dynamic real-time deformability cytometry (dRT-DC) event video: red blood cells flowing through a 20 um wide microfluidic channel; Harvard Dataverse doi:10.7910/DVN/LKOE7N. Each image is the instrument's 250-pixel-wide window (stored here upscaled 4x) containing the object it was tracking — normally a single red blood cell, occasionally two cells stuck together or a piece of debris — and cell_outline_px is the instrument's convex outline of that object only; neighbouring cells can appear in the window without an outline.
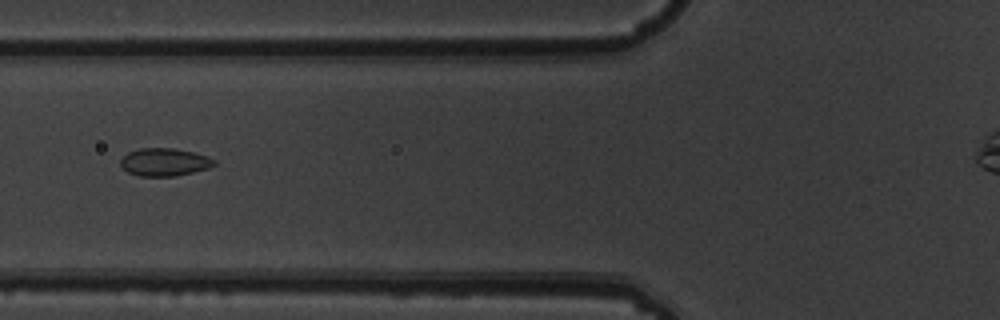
{"species": "common noctule bat (a hibernating species)", "species_latin": "Nyctalus noctula", "temperature_condition": "warm", "stored_images_in_passage": 9, "camera_frame_rate_fps": 3000, "um_per_image_px": 0.085, "animal": {"sex": "male", "body_mass_g": 19.5, "forearm_length_mm": 54.6}, "frame": {"image": 1, "passage_image": 6, "time_ms": 1.667, "image_size_px": [1000, 320], "cell_outline_px": [[216, 164], [208, 168], [176, 176], [140, 176], [128, 172], [120, 164], [120, 160], [128, 152], [140, 148], [172, 148], [192, 152], [208, 156], [216, 160]], "centroid_in_image_um": [13.99, 13.77], "position_along_channel_um": 111.8, "area_um2": 15.09}}
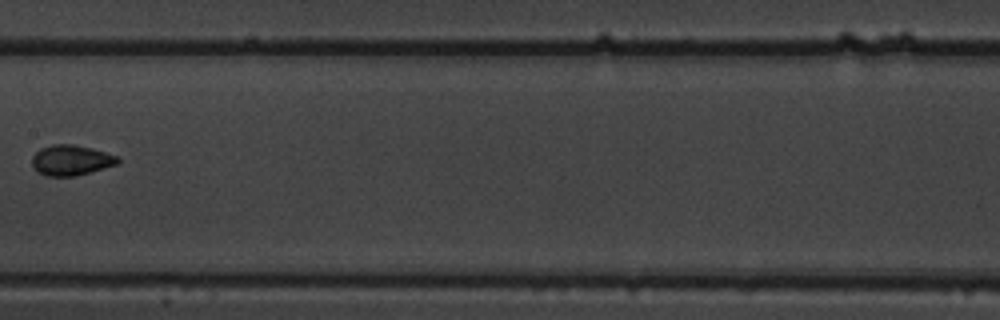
{"frame": {"image": 2, "passage_image": 8, "time_ms": 2.333, "image_size_px": [1000, 320], "cell_outline_px": [[120, 160], [116, 164], [76, 176], [44, 176], [32, 168], [32, 156], [40, 148], [52, 144], [72, 144], [92, 148], [116, 156]], "centroid_in_image_um": [5.98, 13.62], "position_along_channel_um": 201.4, "area_um2": 15.14}}
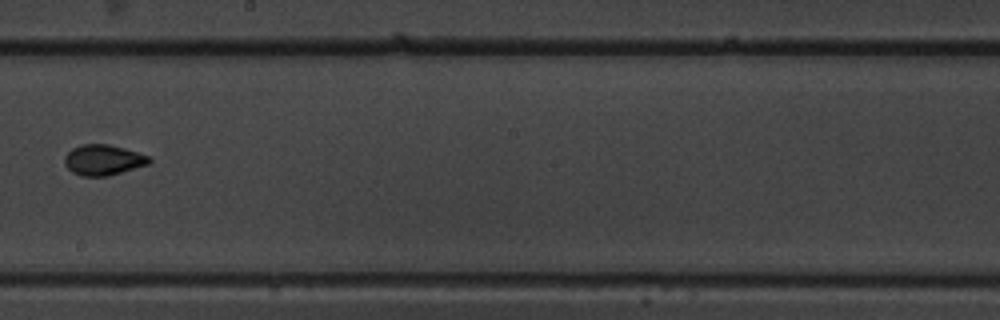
{"frame": {"image": 3, "passage_image": 9, "time_ms": 2.667, "image_size_px": [1000, 320], "cell_outline_px": [[152, 160], [148, 164], [108, 176], [80, 176], [72, 172], [64, 164], [64, 156], [72, 148], [80, 144], [108, 144], [124, 148], [148, 156]], "centroid_in_image_um": [8.73, 13.59], "position_along_channel_um": 239.5, "area_um2": 15.03}}